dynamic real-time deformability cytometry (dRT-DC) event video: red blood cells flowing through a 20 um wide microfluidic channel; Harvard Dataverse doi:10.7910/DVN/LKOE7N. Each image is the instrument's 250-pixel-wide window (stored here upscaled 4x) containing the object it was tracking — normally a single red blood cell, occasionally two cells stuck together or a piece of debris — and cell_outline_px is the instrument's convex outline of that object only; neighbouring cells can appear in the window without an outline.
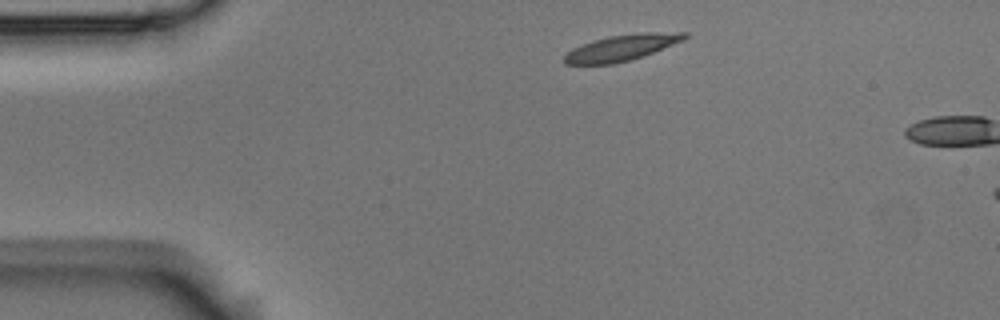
{"species": "Egyptian fruit bat (a non-hibernating species)", "species_latin": "Rousettus aegyptiacus", "temperature_condition": "room temperature", "stored_images_in_passage": 2, "camera_frame_rate_fps": 3000, "um_per_image_px": 0.085, "animal": {"sex": "male"}, "frame": {"image": 1, "passage_image": 1, "time_ms": 0.0, "image_size_px": [1000, 320], "cell_outline_px": [[688, 36], [684, 40], [644, 56], [632, 60], [612, 64], [564, 64], [564, 56], [572, 48], [592, 40], [608, 36], [640, 32], [688, 32]], "centroid_in_image_um": [52.86, 4.04], "position_along_channel_um": 32.1, "area_um2": 18.44}}